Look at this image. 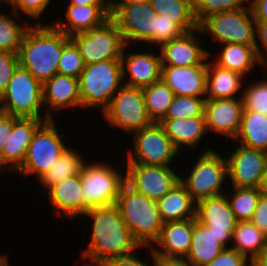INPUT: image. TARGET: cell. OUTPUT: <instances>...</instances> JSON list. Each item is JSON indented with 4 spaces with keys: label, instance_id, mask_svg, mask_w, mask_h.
<instances>
[{
    "label": "cell",
    "instance_id": "1",
    "mask_svg": "<svg viewBox=\"0 0 267 266\" xmlns=\"http://www.w3.org/2000/svg\"><path fill=\"white\" fill-rule=\"evenodd\" d=\"M82 217L91 222L88 246L80 251L81 260L89 261L85 266H100L108 259L145 249L135 240L115 204L89 209Z\"/></svg>",
    "mask_w": 267,
    "mask_h": 266
},
{
    "label": "cell",
    "instance_id": "2",
    "mask_svg": "<svg viewBox=\"0 0 267 266\" xmlns=\"http://www.w3.org/2000/svg\"><path fill=\"white\" fill-rule=\"evenodd\" d=\"M71 39L52 23L31 24L19 49V65L42 85L58 74V62L64 45Z\"/></svg>",
    "mask_w": 267,
    "mask_h": 266
},
{
    "label": "cell",
    "instance_id": "3",
    "mask_svg": "<svg viewBox=\"0 0 267 266\" xmlns=\"http://www.w3.org/2000/svg\"><path fill=\"white\" fill-rule=\"evenodd\" d=\"M115 205L135 240L141 247L150 248L158 239L163 226L156 201L125 183Z\"/></svg>",
    "mask_w": 267,
    "mask_h": 266
},
{
    "label": "cell",
    "instance_id": "4",
    "mask_svg": "<svg viewBox=\"0 0 267 266\" xmlns=\"http://www.w3.org/2000/svg\"><path fill=\"white\" fill-rule=\"evenodd\" d=\"M121 59L85 65L79 77L81 109H101L102 113L123 86Z\"/></svg>",
    "mask_w": 267,
    "mask_h": 266
},
{
    "label": "cell",
    "instance_id": "5",
    "mask_svg": "<svg viewBox=\"0 0 267 266\" xmlns=\"http://www.w3.org/2000/svg\"><path fill=\"white\" fill-rule=\"evenodd\" d=\"M202 150L198 158L196 155L197 160L191 164L190 170L184 175L180 172V183L196 203L205 198L225 194L224 190L228 189L225 187L229 186L226 184L228 180L226 156H222L220 151L218 153L217 149L214 150L211 146Z\"/></svg>",
    "mask_w": 267,
    "mask_h": 266
},
{
    "label": "cell",
    "instance_id": "6",
    "mask_svg": "<svg viewBox=\"0 0 267 266\" xmlns=\"http://www.w3.org/2000/svg\"><path fill=\"white\" fill-rule=\"evenodd\" d=\"M84 163L80 171L84 214L97 207H107L116 203L122 186L125 184V169L112 165L106 160Z\"/></svg>",
    "mask_w": 267,
    "mask_h": 266
},
{
    "label": "cell",
    "instance_id": "7",
    "mask_svg": "<svg viewBox=\"0 0 267 266\" xmlns=\"http://www.w3.org/2000/svg\"><path fill=\"white\" fill-rule=\"evenodd\" d=\"M57 123V124H56ZM58 122L54 119L45 121L34 133L28 146L23 164L13 173L21 177H36L38 181L45 172L54 166L56 160L70 146H66ZM63 135V136H62Z\"/></svg>",
    "mask_w": 267,
    "mask_h": 266
},
{
    "label": "cell",
    "instance_id": "8",
    "mask_svg": "<svg viewBox=\"0 0 267 266\" xmlns=\"http://www.w3.org/2000/svg\"><path fill=\"white\" fill-rule=\"evenodd\" d=\"M0 112L17 118L50 119L43 105L42 84L20 65L0 97Z\"/></svg>",
    "mask_w": 267,
    "mask_h": 266
},
{
    "label": "cell",
    "instance_id": "9",
    "mask_svg": "<svg viewBox=\"0 0 267 266\" xmlns=\"http://www.w3.org/2000/svg\"><path fill=\"white\" fill-rule=\"evenodd\" d=\"M198 28L203 35L219 43V47L226 43L256 47V21L250 7L209 15Z\"/></svg>",
    "mask_w": 267,
    "mask_h": 266
},
{
    "label": "cell",
    "instance_id": "10",
    "mask_svg": "<svg viewBox=\"0 0 267 266\" xmlns=\"http://www.w3.org/2000/svg\"><path fill=\"white\" fill-rule=\"evenodd\" d=\"M131 148L126 151V163L146 166H172L181 154L165 134L163 127L153 122L148 127L132 133ZM133 147V148H132Z\"/></svg>",
    "mask_w": 267,
    "mask_h": 266
},
{
    "label": "cell",
    "instance_id": "11",
    "mask_svg": "<svg viewBox=\"0 0 267 266\" xmlns=\"http://www.w3.org/2000/svg\"><path fill=\"white\" fill-rule=\"evenodd\" d=\"M101 115L109 128L120 129L128 136L153 123L146 111L142 89L127 85L120 88Z\"/></svg>",
    "mask_w": 267,
    "mask_h": 266
},
{
    "label": "cell",
    "instance_id": "12",
    "mask_svg": "<svg viewBox=\"0 0 267 266\" xmlns=\"http://www.w3.org/2000/svg\"><path fill=\"white\" fill-rule=\"evenodd\" d=\"M85 65L121 59L125 42L115 21L109 17L100 26L71 36Z\"/></svg>",
    "mask_w": 267,
    "mask_h": 266
},
{
    "label": "cell",
    "instance_id": "13",
    "mask_svg": "<svg viewBox=\"0 0 267 266\" xmlns=\"http://www.w3.org/2000/svg\"><path fill=\"white\" fill-rule=\"evenodd\" d=\"M125 183L136 192L149 199L159 200L180 182L179 171L175 166H146L138 163H126ZM173 168V169H172ZM175 169V170H174Z\"/></svg>",
    "mask_w": 267,
    "mask_h": 266
},
{
    "label": "cell",
    "instance_id": "14",
    "mask_svg": "<svg viewBox=\"0 0 267 266\" xmlns=\"http://www.w3.org/2000/svg\"><path fill=\"white\" fill-rule=\"evenodd\" d=\"M149 2L135 4H110V17L122 33L125 44L152 46V15ZM134 42V43H133ZM142 42V43H141ZM141 43V44H140Z\"/></svg>",
    "mask_w": 267,
    "mask_h": 266
},
{
    "label": "cell",
    "instance_id": "15",
    "mask_svg": "<svg viewBox=\"0 0 267 266\" xmlns=\"http://www.w3.org/2000/svg\"><path fill=\"white\" fill-rule=\"evenodd\" d=\"M230 150L226 156L228 165V182L230 187H260L265 165L267 152L245 147L239 143ZM238 145V146H237Z\"/></svg>",
    "mask_w": 267,
    "mask_h": 266
},
{
    "label": "cell",
    "instance_id": "16",
    "mask_svg": "<svg viewBox=\"0 0 267 266\" xmlns=\"http://www.w3.org/2000/svg\"><path fill=\"white\" fill-rule=\"evenodd\" d=\"M242 112L241 98L205 99L204 115L208 135L212 133L224 137L226 145L228 141H233L240 129Z\"/></svg>",
    "mask_w": 267,
    "mask_h": 266
},
{
    "label": "cell",
    "instance_id": "17",
    "mask_svg": "<svg viewBox=\"0 0 267 266\" xmlns=\"http://www.w3.org/2000/svg\"><path fill=\"white\" fill-rule=\"evenodd\" d=\"M196 220L211 230L225 248L231 246L233 230L238 221L226 194L198 201Z\"/></svg>",
    "mask_w": 267,
    "mask_h": 266
},
{
    "label": "cell",
    "instance_id": "18",
    "mask_svg": "<svg viewBox=\"0 0 267 266\" xmlns=\"http://www.w3.org/2000/svg\"><path fill=\"white\" fill-rule=\"evenodd\" d=\"M125 45L121 62L123 72V84L136 88H144L161 79L162 64L159 51L156 53L151 47L142 51L137 48L134 52ZM131 51V52H130ZM155 52V53H154Z\"/></svg>",
    "mask_w": 267,
    "mask_h": 266
},
{
    "label": "cell",
    "instance_id": "19",
    "mask_svg": "<svg viewBox=\"0 0 267 266\" xmlns=\"http://www.w3.org/2000/svg\"><path fill=\"white\" fill-rule=\"evenodd\" d=\"M199 28L185 32L182 36L164 43L158 48L162 66H195L207 65L209 53L213 52L205 49L209 42H203Z\"/></svg>",
    "mask_w": 267,
    "mask_h": 266
},
{
    "label": "cell",
    "instance_id": "20",
    "mask_svg": "<svg viewBox=\"0 0 267 266\" xmlns=\"http://www.w3.org/2000/svg\"><path fill=\"white\" fill-rule=\"evenodd\" d=\"M48 120L51 119L12 116V132L0 156V167L6 175L13 174L23 164L34 133Z\"/></svg>",
    "mask_w": 267,
    "mask_h": 266
},
{
    "label": "cell",
    "instance_id": "21",
    "mask_svg": "<svg viewBox=\"0 0 267 266\" xmlns=\"http://www.w3.org/2000/svg\"><path fill=\"white\" fill-rule=\"evenodd\" d=\"M42 94L45 113L50 119H56V111L60 114L67 109H81L78 78L55 74L42 85Z\"/></svg>",
    "mask_w": 267,
    "mask_h": 266
},
{
    "label": "cell",
    "instance_id": "22",
    "mask_svg": "<svg viewBox=\"0 0 267 266\" xmlns=\"http://www.w3.org/2000/svg\"><path fill=\"white\" fill-rule=\"evenodd\" d=\"M45 197L57 218L65 217L68 220H76L84 215V199L82 196V185L80 174L65 178L52 185L46 192Z\"/></svg>",
    "mask_w": 267,
    "mask_h": 266
},
{
    "label": "cell",
    "instance_id": "23",
    "mask_svg": "<svg viewBox=\"0 0 267 266\" xmlns=\"http://www.w3.org/2000/svg\"><path fill=\"white\" fill-rule=\"evenodd\" d=\"M192 231L193 219L163 223L150 250L155 257L184 259L191 247Z\"/></svg>",
    "mask_w": 267,
    "mask_h": 266
},
{
    "label": "cell",
    "instance_id": "24",
    "mask_svg": "<svg viewBox=\"0 0 267 266\" xmlns=\"http://www.w3.org/2000/svg\"><path fill=\"white\" fill-rule=\"evenodd\" d=\"M64 7L66 18H56L51 23L70 37L98 27L110 17V5L67 4Z\"/></svg>",
    "mask_w": 267,
    "mask_h": 266
},
{
    "label": "cell",
    "instance_id": "25",
    "mask_svg": "<svg viewBox=\"0 0 267 266\" xmlns=\"http://www.w3.org/2000/svg\"><path fill=\"white\" fill-rule=\"evenodd\" d=\"M207 65L162 66L161 79L178 96H206Z\"/></svg>",
    "mask_w": 267,
    "mask_h": 266
},
{
    "label": "cell",
    "instance_id": "26",
    "mask_svg": "<svg viewBox=\"0 0 267 266\" xmlns=\"http://www.w3.org/2000/svg\"><path fill=\"white\" fill-rule=\"evenodd\" d=\"M159 124L179 152L182 151V148L199 149L200 143L208 134L205 116L187 119H162Z\"/></svg>",
    "mask_w": 267,
    "mask_h": 266
},
{
    "label": "cell",
    "instance_id": "27",
    "mask_svg": "<svg viewBox=\"0 0 267 266\" xmlns=\"http://www.w3.org/2000/svg\"><path fill=\"white\" fill-rule=\"evenodd\" d=\"M221 46V51L219 49L217 54L215 51V56L214 53H209V58L222 68L237 72L245 79H249L254 72L252 70L256 69L255 66H259L261 69L264 67L258 59L256 47L237 43H226Z\"/></svg>",
    "mask_w": 267,
    "mask_h": 266
},
{
    "label": "cell",
    "instance_id": "28",
    "mask_svg": "<svg viewBox=\"0 0 267 266\" xmlns=\"http://www.w3.org/2000/svg\"><path fill=\"white\" fill-rule=\"evenodd\" d=\"M245 77L207 59L206 99L241 98ZM244 80V81H243Z\"/></svg>",
    "mask_w": 267,
    "mask_h": 266
},
{
    "label": "cell",
    "instance_id": "29",
    "mask_svg": "<svg viewBox=\"0 0 267 266\" xmlns=\"http://www.w3.org/2000/svg\"><path fill=\"white\" fill-rule=\"evenodd\" d=\"M156 203L163 223L196 218V202L180 182Z\"/></svg>",
    "mask_w": 267,
    "mask_h": 266
},
{
    "label": "cell",
    "instance_id": "30",
    "mask_svg": "<svg viewBox=\"0 0 267 266\" xmlns=\"http://www.w3.org/2000/svg\"><path fill=\"white\" fill-rule=\"evenodd\" d=\"M224 249L213 232L193 218L191 247L184 259L193 266H203L211 263Z\"/></svg>",
    "mask_w": 267,
    "mask_h": 266
},
{
    "label": "cell",
    "instance_id": "31",
    "mask_svg": "<svg viewBox=\"0 0 267 266\" xmlns=\"http://www.w3.org/2000/svg\"><path fill=\"white\" fill-rule=\"evenodd\" d=\"M230 142L239 143L248 148L267 152V116L257 112L243 111L241 125L235 139Z\"/></svg>",
    "mask_w": 267,
    "mask_h": 266
},
{
    "label": "cell",
    "instance_id": "32",
    "mask_svg": "<svg viewBox=\"0 0 267 266\" xmlns=\"http://www.w3.org/2000/svg\"><path fill=\"white\" fill-rule=\"evenodd\" d=\"M85 158L87 157H83L81 151L79 152L75 148L72 149L70 146L56 160L54 166L42 175L37 183L43 188V192H46L52 185L63 179L80 174L82 166L88 160V158Z\"/></svg>",
    "mask_w": 267,
    "mask_h": 266
},
{
    "label": "cell",
    "instance_id": "33",
    "mask_svg": "<svg viewBox=\"0 0 267 266\" xmlns=\"http://www.w3.org/2000/svg\"><path fill=\"white\" fill-rule=\"evenodd\" d=\"M231 244L230 248L252 262L266 248V234L250 221L238 222Z\"/></svg>",
    "mask_w": 267,
    "mask_h": 266
},
{
    "label": "cell",
    "instance_id": "34",
    "mask_svg": "<svg viewBox=\"0 0 267 266\" xmlns=\"http://www.w3.org/2000/svg\"><path fill=\"white\" fill-rule=\"evenodd\" d=\"M10 11L11 15H6V11L0 13V51L18 54L23 36L33 22L22 18L24 16L12 9Z\"/></svg>",
    "mask_w": 267,
    "mask_h": 266
},
{
    "label": "cell",
    "instance_id": "35",
    "mask_svg": "<svg viewBox=\"0 0 267 266\" xmlns=\"http://www.w3.org/2000/svg\"><path fill=\"white\" fill-rule=\"evenodd\" d=\"M155 13L176 22L185 32L198 28L194 9L186 0H149Z\"/></svg>",
    "mask_w": 267,
    "mask_h": 266
},
{
    "label": "cell",
    "instance_id": "36",
    "mask_svg": "<svg viewBox=\"0 0 267 266\" xmlns=\"http://www.w3.org/2000/svg\"><path fill=\"white\" fill-rule=\"evenodd\" d=\"M142 91L149 118L159 123L166 116L175 94L162 79L142 88Z\"/></svg>",
    "mask_w": 267,
    "mask_h": 266
},
{
    "label": "cell",
    "instance_id": "37",
    "mask_svg": "<svg viewBox=\"0 0 267 266\" xmlns=\"http://www.w3.org/2000/svg\"><path fill=\"white\" fill-rule=\"evenodd\" d=\"M231 193L226 192L231 210L235 214L238 222L250 221L258 200L264 193L260 187H244L235 188L232 187Z\"/></svg>",
    "mask_w": 267,
    "mask_h": 266
},
{
    "label": "cell",
    "instance_id": "38",
    "mask_svg": "<svg viewBox=\"0 0 267 266\" xmlns=\"http://www.w3.org/2000/svg\"><path fill=\"white\" fill-rule=\"evenodd\" d=\"M249 85V86H248ZM243 111L257 112L267 116V76L244 85Z\"/></svg>",
    "mask_w": 267,
    "mask_h": 266
},
{
    "label": "cell",
    "instance_id": "39",
    "mask_svg": "<svg viewBox=\"0 0 267 266\" xmlns=\"http://www.w3.org/2000/svg\"><path fill=\"white\" fill-rule=\"evenodd\" d=\"M206 97L175 95L166 116L163 119L193 118L204 115Z\"/></svg>",
    "mask_w": 267,
    "mask_h": 266
},
{
    "label": "cell",
    "instance_id": "40",
    "mask_svg": "<svg viewBox=\"0 0 267 266\" xmlns=\"http://www.w3.org/2000/svg\"><path fill=\"white\" fill-rule=\"evenodd\" d=\"M152 46L158 49L164 43L182 36L185 31L172 20L154 13L152 16Z\"/></svg>",
    "mask_w": 267,
    "mask_h": 266
},
{
    "label": "cell",
    "instance_id": "41",
    "mask_svg": "<svg viewBox=\"0 0 267 266\" xmlns=\"http://www.w3.org/2000/svg\"><path fill=\"white\" fill-rule=\"evenodd\" d=\"M85 64L76 43L70 39L63 48L58 62V74L78 78Z\"/></svg>",
    "mask_w": 267,
    "mask_h": 266
},
{
    "label": "cell",
    "instance_id": "42",
    "mask_svg": "<svg viewBox=\"0 0 267 266\" xmlns=\"http://www.w3.org/2000/svg\"><path fill=\"white\" fill-rule=\"evenodd\" d=\"M250 6L251 0H202L201 4L194 10V14L199 24L209 15Z\"/></svg>",
    "mask_w": 267,
    "mask_h": 266
},
{
    "label": "cell",
    "instance_id": "43",
    "mask_svg": "<svg viewBox=\"0 0 267 266\" xmlns=\"http://www.w3.org/2000/svg\"><path fill=\"white\" fill-rule=\"evenodd\" d=\"M53 0H8V7L15 11L18 15H24L26 19H31L36 24L46 23L42 16L47 14L49 5ZM46 12V13H45ZM28 18H27V17ZM43 22H40V21Z\"/></svg>",
    "mask_w": 267,
    "mask_h": 266
},
{
    "label": "cell",
    "instance_id": "44",
    "mask_svg": "<svg viewBox=\"0 0 267 266\" xmlns=\"http://www.w3.org/2000/svg\"><path fill=\"white\" fill-rule=\"evenodd\" d=\"M19 66L18 54L0 51V97L5 93L9 81Z\"/></svg>",
    "mask_w": 267,
    "mask_h": 266
},
{
    "label": "cell",
    "instance_id": "45",
    "mask_svg": "<svg viewBox=\"0 0 267 266\" xmlns=\"http://www.w3.org/2000/svg\"><path fill=\"white\" fill-rule=\"evenodd\" d=\"M203 266H251L244 255L230 247L225 248L211 263Z\"/></svg>",
    "mask_w": 267,
    "mask_h": 266
},
{
    "label": "cell",
    "instance_id": "46",
    "mask_svg": "<svg viewBox=\"0 0 267 266\" xmlns=\"http://www.w3.org/2000/svg\"><path fill=\"white\" fill-rule=\"evenodd\" d=\"M147 250H149V255L151 256L150 259H152V261L150 260V262H153L152 265L146 260L143 261L144 259H141L138 254L133 253L128 256L108 259L100 266H156V257L151 252L150 248H147Z\"/></svg>",
    "mask_w": 267,
    "mask_h": 266
},
{
    "label": "cell",
    "instance_id": "47",
    "mask_svg": "<svg viewBox=\"0 0 267 266\" xmlns=\"http://www.w3.org/2000/svg\"><path fill=\"white\" fill-rule=\"evenodd\" d=\"M256 53L259 61L267 69V22H256ZM259 39V40H258ZM261 44V45H260Z\"/></svg>",
    "mask_w": 267,
    "mask_h": 266
},
{
    "label": "cell",
    "instance_id": "48",
    "mask_svg": "<svg viewBox=\"0 0 267 266\" xmlns=\"http://www.w3.org/2000/svg\"><path fill=\"white\" fill-rule=\"evenodd\" d=\"M250 222L267 234V194L263 193L259 198Z\"/></svg>",
    "mask_w": 267,
    "mask_h": 266
},
{
    "label": "cell",
    "instance_id": "49",
    "mask_svg": "<svg viewBox=\"0 0 267 266\" xmlns=\"http://www.w3.org/2000/svg\"><path fill=\"white\" fill-rule=\"evenodd\" d=\"M12 132V115L0 112V156Z\"/></svg>",
    "mask_w": 267,
    "mask_h": 266
},
{
    "label": "cell",
    "instance_id": "50",
    "mask_svg": "<svg viewBox=\"0 0 267 266\" xmlns=\"http://www.w3.org/2000/svg\"><path fill=\"white\" fill-rule=\"evenodd\" d=\"M250 8L256 22H267V0H251Z\"/></svg>",
    "mask_w": 267,
    "mask_h": 266
},
{
    "label": "cell",
    "instance_id": "51",
    "mask_svg": "<svg viewBox=\"0 0 267 266\" xmlns=\"http://www.w3.org/2000/svg\"><path fill=\"white\" fill-rule=\"evenodd\" d=\"M156 266H193L190 262L181 258L156 257Z\"/></svg>",
    "mask_w": 267,
    "mask_h": 266
},
{
    "label": "cell",
    "instance_id": "52",
    "mask_svg": "<svg viewBox=\"0 0 267 266\" xmlns=\"http://www.w3.org/2000/svg\"><path fill=\"white\" fill-rule=\"evenodd\" d=\"M64 1V0H63ZM66 4L77 5H110V0H65Z\"/></svg>",
    "mask_w": 267,
    "mask_h": 266
},
{
    "label": "cell",
    "instance_id": "53",
    "mask_svg": "<svg viewBox=\"0 0 267 266\" xmlns=\"http://www.w3.org/2000/svg\"><path fill=\"white\" fill-rule=\"evenodd\" d=\"M251 266H267V249H264L252 262Z\"/></svg>",
    "mask_w": 267,
    "mask_h": 266
},
{
    "label": "cell",
    "instance_id": "54",
    "mask_svg": "<svg viewBox=\"0 0 267 266\" xmlns=\"http://www.w3.org/2000/svg\"><path fill=\"white\" fill-rule=\"evenodd\" d=\"M145 2H149V0H110V4H135Z\"/></svg>",
    "mask_w": 267,
    "mask_h": 266
},
{
    "label": "cell",
    "instance_id": "55",
    "mask_svg": "<svg viewBox=\"0 0 267 266\" xmlns=\"http://www.w3.org/2000/svg\"><path fill=\"white\" fill-rule=\"evenodd\" d=\"M260 188L263 190L265 194H267V161H266L264 176H263V180H262Z\"/></svg>",
    "mask_w": 267,
    "mask_h": 266
},
{
    "label": "cell",
    "instance_id": "56",
    "mask_svg": "<svg viewBox=\"0 0 267 266\" xmlns=\"http://www.w3.org/2000/svg\"><path fill=\"white\" fill-rule=\"evenodd\" d=\"M0 266H10L9 256L6 253H0Z\"/></svg>",
    "mask_w": 267,
    "mask_h": 266
},
{
    "label": "cell",
    "instance_id": "57",
    "mask_svg": "<svg viewBox=\"0 0 267 266\" xmlns=\"http://www.w3.org/2000/svg\"><path fill=\"white\" fill-rule=\"evenodd\" d=\"M188 4L195 10L202 2V0H186Z\"/></svg>",
    "mask_w": 267,
    "mask_h": 266
},
{
    "label": "cell",
    "instance_id": "58",
    "mask_svg": "<svg viewBox=\"0 0 267 266\" xmlns=\"http://www.w3.org/2000/svg\"><path fill=\"white\" fill-rule=\"evenodd\" d=\"M2 5L6 7L8 5V0H0V12L2 11V8L6 10Z\"/></svg>",
    "mask_w": 267,
    "mask_h": 266
},
{
    "label": "cell",
    "instance_id": "59",
    "mask_svg": "<svg viewBox=\"0 0 267 266\" xmlns=\"http://www.w3.org/2000/svg\"><path fill=\"white\" fill-rule=\"evenodd\" d=\"M2 174H5V172L1 169V167H0V176L2 175Z\"/></svg>",
    "mask_w": 267,
    "mask_h": 266
},
{
    "label": "cell",
    "instance_id": "60",
    "mask_svg": "<svg viewBox=\"0 0 267 266\" xmlns=\"http://www.w3.org/2000/svg\"><path fill=\"white\" fill-rule=\"evenodd\" d=\"M265 249H267V234H266V248Z\"/></svg>",
    "mask_w": 267,
    "mask_h": 266
}]
</instances>
